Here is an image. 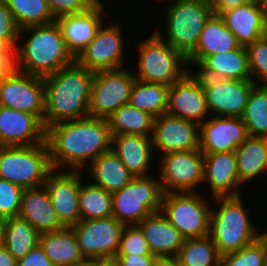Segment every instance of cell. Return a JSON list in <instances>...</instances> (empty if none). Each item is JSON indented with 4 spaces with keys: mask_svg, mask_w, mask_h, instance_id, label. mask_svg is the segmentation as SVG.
Listing matches in <instances>:
<instances>
[{
    "mask_svg": "<svg viewBox=\"0 0 267 266\" xmlns=\"http://www.w3.org/2000/svg\"><path fill=\"white\" fill-rule=\"evenodd\" d=\"M46 142L53 169L82 171L111 149L112 133L107 119L89 116L48 127Z\"/></svg>",
    "mask_w": 267,
    "mask_h": 266,
    "instance_id": "cell-1",
    "label": "cell"
},
{
    "mask_svg": "<svg viewBox=\"0 0 267 266\" xmlns=\"http://www.w3.org/2000/svg\"><path fill=\"white\" fill-rule=\"evenodd\" d=\"M95 73L76 60L44 78L45 128L90 116L91 86Z\"/></svg>",
    "mask_w": 267,
    "mask_h": 266,
    "instance_id": "cell-2",
    "label": "cell"
},
{
    "mask_svg": "<svg viewBox=\"0 0 267 266\" xmlns=\"http://www.w3.org/2000/svg\"><path fill=\"white\" fill-rule=\"evenodd\" d=\"M26 33L28 39L18 42L14 51L16 70L45 78L75 61L57 21L22 28L18 40Z\"/></svg>",
    "mask_w": 267,
    "mask_h": 266,
    "instance_id": "cell-3",
    "label": "cell"
},
{
    "mask_svg": "<svg viewBox=\"0 0 267 266\" xmlns=\"http://www.w3.org/2000/svg\"><path fill=\"white\" fill-rule=\"evenodd\" d=\"M164 9L165 33H155L172 48L187 57L197 46L206 22L214 14L210 0H161Z\"/></svg>",
    "mask_w": 267,
    "mask_h": 266,
    "instance_id": "cell-4",
    "label": "cell"
},
{
    "mask_svg": "<svg viewBox=\"0 0 267 266\" xmlns=\"http://www.w3.org/2000/svg\"><path fill=\"white\" fill-rule=\"evenodd\" d=\"M213 199L219 206L218 210L211 207L209 236L221 255L238 251L259 238L241 195Z\"/></svg>",
    "mask_w": 267,
    "mask_h": 266,
    "instance_id": "cell-5",
    "label": "cell"
},
{
    "mask_svg": "<svg viewBox=\"0 0 267 266\" xmlns=\"http://www.w3.org/2000/svg\"><path fill=\"white\" fill-rule=\"evenodd\" d=\"M53 170L47 142L30 146H0V179L25 188L44 185Z\"/></svg>",
    "mask_w": 267,
    "mask_h": 266,
    "instance_id": "cell-6",
    "label": "cell"
},
{
    "mask_svg": "<svg viewBox=\"0 0 267 266\" xmlns=\"http://www.w3.org/2000/svg\"><path fill=\"white\" fill-rule=\"evenodd\" d=\"M138 45V72H133L137 80L171 86L191 70L186 57L155 32Z\"/></svg>",
    "mask_w": 267,
    "mask_h": 266,
    "instance_id": "cell-7",
    "label": "cell"
},
{
    "mask_svg": "<svg viewBox=\"0 0 267 266\" xmlns=\"http://www.w3.org/2000/svg\"><path fill=\"white\" fill-rule=\"evenodd\" d=\"M163 194L157 176L133 177L112 193L113 217L125 226L137 225L150 214L160 212Z\"/></svg>",
    "mask_w": 267,
    "mask_h": 266,
    "instance_id": "cell-8",
    "label": "cell"
},
{
    "mask_svg": "<svg viewBox=\"0 0 267 266\" xmlns=\"http://www.w3.org/2000/svg\"><path fill=\"white\" fill-rule=\"evenodd\" d=\"M200 193L163 194L160 211L185 239L209 235L211 205Z\"/></svg>",
    "mask_w": 267,
    "mask_h": 266,
    "instance_id": "cell-9",
    "label": "cell"
},
{
    "mask_svg": "<svg viewBox=\"0 0 267 266\" xmlns=\"http://www.w3.org/2000/svg\"><path fill=\"white\" fill-rule=\"evenodd\" d=\"M125 225L115 217L84 220L73 225L84 258L112 262L118 253Z\"/></svg>",
    "mask_w": 267,
    "mask_h": 266,
    "instance_id": "cell-10",
    "label": "cell"
},
{
    "mask_svg": "<svg viewBox=\"0 0 267 266\" xmlns=\"http://www.w3.org/2000/svg\"><path fill=\"white\" fill-rule=\"evenodd\" d=\"M135 81L134 74L126 67L95 72L91 86L90 116L107 119L129 103Z\"/></svg>",
    "mask_w": 267,
    "mask_h": 266,
    "instance_id": "cell-11",
    "label": "cell"
},
{
    "mask_svg": "<svg viewBox=\"0 0 267 266\" xmlns=\"http://www.w3.org/2000/svg\"><path fill=\"white\" fill-rule=\"evenodd\" d=\"M160 157L157 175L163 193L198 191L196 188L203 184L204 169V155L200 149L170 152Z\"/></svg>",
    "mask_w": 267,
    "mask_h": 266,
    "instance_id": "cell-12",
    "label": "cell"
},
{
    "mask_svg": "<svg viewBox=\"0 0 267 266\" xmlns=\"http://www.w3.org/2000/svg\"><path fill=\"white\" fill-rule=\"evenodd\" d=\"M0 106L39 116L45 110L44 78L15 68L0 81Z\"/></svg>",
    "mask_w": 267,
    "mask_h": 266,
    "instance_id": "cell-13",
    "label": "cell"
},
{
    "mask_svg": "<svg viewBox=\"0 0 267 266\" xmlns=\"http://www.w3.org/2000/svg\"><path fill=\"white\" fill-rule=\"evenodd\" d=\"M120 24L105 27L104 23L95 38L77 55L75 60L92 72L124 68V38Z\"/></svg>",
    "mask_w": 267,
    "mask_h": 266,
    "instance_id": "cell-14",
    "label": "cell"
},
{
    "mask_svg": "<svg viewBox=\"0 0 267 266\" xmlns=\"http://www.w3.org/2000/svg\"><path fill=\"white\" fill-rule=\"evenodd\" d=\"M210 114L221 117L241 118L248 102L252 80L200 78Z\"/></svg>",
    "mask_w": 267,
    "mask_h": 266,
    "instance_id": "cell-15",
    "label": "cell"
},
{
    "mask_svg": "<svg viewBox=\"0 0 267 266\" xmlns=\"http://www.w3.org/2000/svg\"><path fill=\"white\" fill-rule=\"evenodd\" d=\"M81 170L53 169L44 183L59 221L72 227L81 220L79 191L82 183Z\"/></svg>",
    "mask_w": 267,
    "mask_h": 266,
    "instance_id": "cell-16",
    "label": "cell"
},
{
    "mask_svg": "<svg viewBox=\"0 0 267 266\" xmlns=\"http://www.w3.org/2000/svg\"><path fill=\"white\" fill-rule=\"evenodd\" d=\"M188 71L168 91L167 114L202 124L209 115L200 77Z\"/></svg>",
    "mask_w": 267,
    "mask_h": 266,
    "instance_id": "cell-17",
    "label": "cell"
},
{
    "mask_svg": "<svg viewBox=\"0 0 267 266\" xmlns=\"http://www.w3.org/2000/svg\"><path fill=\"white\" fill-rule=\"evenodd\" d=\"M151 139L153 149L158 148L162 155L199 149V125L164 113L154 118Z\"/></svg>",
    "mask_w": 267,
    "mask_h": 266,
    "instance_id": "cell-18",
    "label": "cell"
},
{
    "mask_svg": "<svg viewBox=\"0 0 267 266\" xmlns=\"http://www.w3.org/2000/svg\"><path fill=\"white\" fill-rule=\"evenodd\" d=\"M211 116L199 125V149L203 154L235 151L248 137L241 118Z\"/></svg>",
    "mask_w": 267,
    "mask_h": 266,
    "instance_id": "cell-19",
    "label": "cell"
},
{
    "mask_svg": "<svg viewBox=\"0 0 267 266\" xmlns=\"http://www.w3.org/2000/svg\"><path fill=\"white\" fill-rule=\"evenodd\" d=\"M43 120L30 113L0 106V146H30L46 142Z\"/></svg>",
    "mask_w": 267,
    "mask_h": 266,
    "instance_id": "cell-20",
    "label": "cell"
},
{
    "mask_svg": "<svg viewBox=\"0 0 267 266\" xmlns=\"http://www.w3.org/2000/svg\"><path fill=\"white\" fill-rule=\"evenodd\" d=\"M203 155V183H208L213 198L242 195L238 190L243 184L239 181L237 173L235 151Z\"/></svg>",
    "mask_w": 267,
    "mask_h": 266,
    "instance_id": "cell-21",
    "label": "cell"
},
{
    "mask_svg": "<svg viewBox=\"0 0 267 266\" xmlns=\"http://www.w3.org/2000/svg\"><path fill=\"white\" fill-rule=\"evenodd\" d=\"M104 3L101 0L83 13L64 15L56 19L68 50L77 55L95 38L104 23ZM103 15V16H102Z\"/></svg>",
    "mask_w": 267,
    "mask_h": 266,
    "instance_id": "cell-22",
    "label": "cell"
},
{
    "mask_svg": "<svg viewBox=\"0 0 267 266\" xmlns=\"http://www.w3.org/2000/svg\"><path fill=\"white\" fill-rule=\"evenodd\" d=\"M18 216L25 219L40 234L65 227L59 221L44 185L23 189Z\"/></svg>",
    "mask_w": 267,
    "mask_h": 266,
    "instance_id": "cell-23",
    "label": "cell"
},
{
    "mask_svg": "<svg viewBox=\"0 0 267 266\" xmlns=\"http://www.w3.org/2000/svg\"><path fill=\"white\" fill-rule=\"evenodd\" d=\"M111 149L133 177L151 175L149 171L155 151L151 137L132 134L112 135Z\"/></svg>",
    "mask_w": 267,
    "mask_h": 266,
    "instance_id": "cell-24",
    "label": "cell"
},
{
    "mask_svg": "<svg viewBox=\"0 0 267 266\" xmlns=\"http://www.w3.org/2000/svg\"><path fill=\"white\" fill-rule=\"evenodd\" d=\"M219 17L236 36L240 46H247L263 36L265 13L260 1L222 12Z\"/></svg>",
    "mask_w": 267,
    "mask_h": 266,
    "instance_id": "cell-25",
    "label": "cell"
},
{
    "mask_svg": "<svg viewBox=\"0 0 267 266\" xmlns=\"http://www.w3.org/2000/svg\"><path fill=\"white\" fill-rule=\"evenodd\" d=\"M196 69H198L197 72H194L200 78L252 80L245 46H240L228 52L209 55Z\"/></svg>",
    "mask_w": 267,
    "mask_h": 266,
    "instance_id": "cell-26",
    "label": "cell"
},
{
    "mask_svg": "<svg viewBox=\"0 0 267 266\" xmlns=\"http://www.w3.org/2000/svg\"><path fill=\"white\" fill-rule=\"evenodd\" d=\"M137 226L156 257L176 256L185 238L160 212L150 214Z\"/></svg>",
    "mask_w": 267,
    "mask_h": 266,
    "instance_id": "cell-27",
    "label": "cell"
},
{
    "mask_svg": "<svg viewBox=\"0 0 267 266\" xmlns=\"http://www.w3.org/2000/svg\"><path fill=\"white\" fill-rule=\"evenodd\" d=\"M240 47L236 36L213 14L201 32L196 48L186 57L188 66H197L209 55L228 52Z\"/></svg>",
    "mask_w": 267,
    "mask_h": 266,
    "instance_id": "cell-28",
    "label": "cell"
},
{
    "mask_svg": "<svg viewBox=\"0 0 267 266\" xmlns=\"http://www.w3.org/2000/svg\"><path fill=\"white\" fill-rule=\"evenodd\" d=\"M39 243L54 266H71L84 259L71 227L42 233Z\"/></svg>",
    "mask_w": 267,
    "mask_h": 266,
    "instance_id": "cell-29",
    "label": "cell"
},
{
    "mask_svg": "<svg viewBox=\"0 0 267 266\" xmlns=\"http://www.w3.org/2000/svg\"><path fill=\"white\" fill-rule=\"evenodd\" d=\"M89 167L92 184L110 193L121 190L133 178L119 157L110 149L95 159Z\"/></svg>",
    "mask_w": 267,
    "mask_h": 266,
    "instance_id": "cell-30",
    "label": "cell"
},
{
    "mask_svg": "<svg viewBox=\"0 0 267 266\" xmlns=\"http://www.w3.org/2000/svg\"><path fill=\"white\" fill-rule=\"evenodd\" d=\"M239 181L246 184L265 173L267 138L248 136L235 150Z\"/></svg>",
    "mask_w": 267,
    "mask_h": 266,
    "instance_id": "cell-31",
    "label": "cell"
},
{
    "mask_svg": "<svg viewBox=\"0 0 267 266\" xmlns=\"http://www.w3.org/2000/svg\"><path fill=\"white\" fill-rule=\"evenodd\" d=\"M40 233L19 216L6 218L2 245L17 260L25 257L39 244Z\"/></svg>",
    "mask_w": 267,
    "mask_h": 266,
    "instance_id": "cell-32",
    "label": "cell"
},
{
    "mask_svg": "<svg viewBox=\"0 0 267 266\" xmlns=\"http://www.w3.org/2000/svg\"><path fill=\"white\" fill-rule=\"evenodd\" d=\"M112 135L132 134L151 137L154 117L130 103L121 106L107 118Z\"/></svg>",
    "mask_w": 267,
    "mask_h": 266,
    "instance_id": "cell-33",
    "label": "cell"
},
{
    "mask_svg": "<svg viewBox=\"0 0 267 266\" xmlns=\"http://www.w3.org/2000/svg\"><path fill=\"white\" fill-rule=\"evenodd\" d=\"M169 87L160 83L135 81L129 103L154 118L167 112Z\"/></svg>",
    "mask_w": 267,
    "mask_h": 266,
    "instance_id": "cell-34",
    "label": "cell"
},
{
    "mask_svg": "<svg viewBox=\"0 0 267 266\" xmlns=\"http://www.w3.org/2000/svg\"><path fill=\"white\" fill-rule=\"evenodd\" d=\"M176 257L181 266H220L221 261V254L209 235L185 239Z\"/></svg>",
    "mask_w": 267,
    "mask_h": 266,
    "instance_id": "cell-35",
    "label": "cell"
},
{
    "mask_svg": "<svg viewBox=\"0 0 267 266\" xmlns=\"http://www.w3.org/2000/svg\"><path fill=\"white\" fill-rule=\"evenodd\" d=\"M81 219L91 220L113 216V196L102 187L81 183L79 191Z\"/></svg>",
    "mask_w": 267,
    "mask_h": 266,
    "instance_id": "cell-36",
    "label": "cell"
},
{
    "mask_svg": "<svg viewBox=\"0 0 267 266\" xmlns=\"http://www.w3.org/2000/svg\"><path fill=\"white\" fill-rule=\"evenodd\" d=\"M248 136L267 138V85H255L241 116Z\"/></svg>",
    "mask_w": 267,
    "mask_h": 266,
    "instance_id": "cell-37",
    "label": "cell"
},
{
    "mask_svg": "<svg viewBox=\"0 0 267 266\" xmlns=\"http://www.w3.org/2000/svg\"><path fill=\"white\" fill-rule=\"evenodd\" d=\"M20 29L55 22L47 0H4Z\"/></svg>",
    "mask_w": 267,
    "mask_h": 266,
    "instance_id": "cell-38",
    "label": "cell"
},
{
    "mask_svg": "<svg viewBox=\"0 0 267 266\" xmlns=\"http://www.w3.org/2000/svg\"><path fill=\"white\" fill-rule=\"evenodd\" d=\"M220 266H267V252L258 238L242 249L221 255Z\"/></svg>",
    "mask_w": 267,
    "mask_h": 266,
    "instance_id": "cell-39",
    "label": "cell"
},
{
    "mask_svg": "<svg viewBox=\"0 0 267 266\" xmlns=\"http://www.w3.org/2000/svg\"><path fill=\"white\" fill-rule=\"evenodd\" d=\"M246 50L252 81L256 85H267V39L260 37L247 45Z\"/></svg>",
    "mask_w": 267,
    "mask_h": 266,
    "instance_id": "cell-40",
    "label": "cell"
},
{
    "mask_svg": "<svg viewBox=\"0 0 267 266\" xmlns=\"http://www.w3.org/2000/svg\"><path fill=\"white\" fill-rule=\"evenodd\" d=\"M117 255H153L143 232L137 225L124 227Z\"/></svg>",
    "mask_w": 267,
    "mask_h": 266,
    "instance_id": "cell-41",
    "label": "cell"
},
{
    "mask_svg": "<svg viewBox=\"0 0 267 266\" xmlns=\"http://www.w3.org/2000/svg\"><path fill=\"white\" fill-rule=\"evenodd\" d=\"M23 188L0 179V216L4 219L18 216Z\"/></svg>",
    "mask_w": 267,
    "mask_h": 266,
    "instance_id": "cell-42",
    "label": "cell"
},
{
    "mask_svg": "<svg viewBox=\"0 0 267 266\" xmlns=\"http://www.w3.org/2000/svg\"><path fill=\"white\" fill-rule=\"evenodd\" d=\"M20 28L4 0H0V39L4 40L14 51L19 41Z\"/></svg>",
    "mask_w": 267,
    "mask_h": 266,
    "instance_id": "cell-43",
    "label": "cell"
},
{
    "mask_svg": "<svg viewBox=\"0 0 267 266\" xmlns=\"http://www.w3.org/2000/svg\"><path fill=\"white\" fill-rule=\"evenodd\" d=\"M100 0H47L55 19L64 15L78 14L88 11Z\"/></svg>",
    "mask_w": 267,
    "mask_h": 266,
    "instance_id": "cell-44",
    "label": "cell"
},
{
    "mask_svg": "<svg viewBox=\"0 0 267 266\" xmlns=\"http://www.w3.org/2000/svg\"><path fill=\"white\" fill-rule=\"evenodd\" d=\"M17 266H54L40 245H36L25 257L18 260Z\"/></svg>",
    "mask_w": 267,
    "mask_h": 266,
    "instance_id": "cell-45",
    "label": "cell"
},
{
    "mask_svg": "<svg viewBox=\"0 0 267 266\" xmlns=\"http://www.w3.org/2000/svg\"><path fill=\"white\" fill-rule=\"evenodd\" d=\"M155 255H116L115 266H152Z\"/></svg>",
    "mask_w": 267,
    "mask_h": 266,
    "instance_id": "cell-46",
    "label": "cell"
},
{
    "mask_svg": "<svg viewBox=\"0 0 267 266\" xmlns=\"http://www.w3.org/2000/svg\"><path fill=\"white\" fill-rule=\"evenodd\" d=\"M210 1L213 13L219 16L222 12H225L227 10L260 0H210Z\"/></svg>",
    "mask_w": 267,
    "mask_h": 266,
    "instance_id": "cell-47",
    "label": "cell"
},
{
    "mask_svg": "<svg viewBox=\"0 0 267 266\" xmlns=\"http://www.w3.org/2000/svg\"><path fill=\"white\" fill-rule=\"evenodd\" d=\"M14 68V53H0V81Z\"/></svg>",
    "mask_w": 267,
    "mask_h": 266,
    "instance_id": "cell-48",
    "label": "cell"
},
{
    "mask_svg": "<svg viewBox=\"0 0 267 266\" xmlns=\"http://www.w3.org/2000/svg\"><path fill=\"white\" fill-rule=\"evenodd\" d=\"M18 260L0 243V266H17Z\"/></svg>",
    "mask_w": 267,
    "mask_h": 266,
    "instance_id": "cell-49",
    "label": "cell"
},
{
    "mask_svg": "<svg viewBox=\"0 0 267 266\" xmlns=\"http://www.w3.org/2000/svg\"><path fill=\"white\" fill-rule=\"evenodd\" d=\"M152 266H181L176 256L155 257Z\"/></svg>",
    "mask_w": 267,
    "mask_h": 266,
    "instance_id": "cell-50",
    "label": "cell"
},
{
    "mask_svg": "<svg viewBox=\"0 0 267 266\" xmlns=\"http://www.w3.org/2000/svg\"><path fill=\"white\" fill-rule=\"evenodd\" d=\"M108 262L100 259L84 258L82 261L76 262L71 266H105Z\"/></svg>",
    "mask_w": 267,
    "mask_h": 266,
    "instance_id": "cell-51",
    "label": "cell"
},
{
    "mask_svg": "<svg viewBox=\"0 0 267 266\" xmlns=\"http://www.w3.org/2000/svg\"><path fill=\"white\" fill-rule=\"evenodd\" d=\"M0 53H14V50L4 40L0 39Z\"/></svg>",
    "mask_w": 267,
    "mask_h": 266,
    "instance_id": "cell-52",
    "label": "cell"
},
{
    "mask_svg": "<svg viewBox=\"0 0 267 266\" xmlns=\"http://www.w3.org/2000/svg\"><path fill=\"white\" fill-rule=\"evenodd\" d=\"M259 239L264 243L267 252V231L259 233Z\"/></svg>",
    "mask_w": 267,
    "mask_h": 266,
    "instance_id": "cell-53",
    "label": "cell"
},
{
    "mask_svg": "<svg viewBox=\"0 0 267 266\" xmlns=\"http://www.w3.org/2000/svg\"><path fill=\"white\" fill-rule=\"evenodd\" d=\"M5 219L0 216V243H2L3 239V226H4Z\"/></svg>",
    "mask_w": 267,
    "mask_h": 266,
    "instance_id": "cell-54",
    "label": "cell"
},
{
    "mask_svg": "<svg viewBox=\"0 0 267 266\" xmlns=\"http://www.w3.org/2000/svg\"><path fill=\"white\" fill-rule=\"evenodd\" d=\"M264 13H265V18H267V0H260Z\"/></svg>",
    "mask_w": 267,
    "mask_h": 266,
    "instance_id": "cell-55",
    "label": "cell"
},
{
    "mask_svg": "<svg viewBox=\"0 0 267 266\" xmlns=\"http://www.w3.org/2000/svg\"><path fill=\"white\" fill-rule=\"evenodd\" d=\"M263 36L267 39V18L265 19Z\"/></svg>",
    "mask_w": 267,
    "mask_h": 266,
    "instance_id": "cell-56",
    "label": "cell"
},
{
    "mask_svg": "<svg viewBox=\"0 0 267 266\" xmlns=\"http://www.w3.org/2000/svg\"><path fill=\"white\" fill-rule=\"evenodd\" d=\"M105 266H115L112 262H108Z\"/></svg>",
    "mask_w": 267,
    "mask_h": 266,
    "instance_id": "cell-57",
    "label": "cell"
},
{
    "mask_svg": "<svg viewBox=\"0 0 267 266\" xmlns=\"http://www.w3.org/2000/svg\"><path fill=\"white\" fill-rule=\"evenodd\" d=\"M265 171L267 172V161H266Z\"/></svg>",
    "mask_w": 267,
    "mask_h": 266,
    "instance_id": "cell-58",
    "label": "cell"
}]
</instances>
